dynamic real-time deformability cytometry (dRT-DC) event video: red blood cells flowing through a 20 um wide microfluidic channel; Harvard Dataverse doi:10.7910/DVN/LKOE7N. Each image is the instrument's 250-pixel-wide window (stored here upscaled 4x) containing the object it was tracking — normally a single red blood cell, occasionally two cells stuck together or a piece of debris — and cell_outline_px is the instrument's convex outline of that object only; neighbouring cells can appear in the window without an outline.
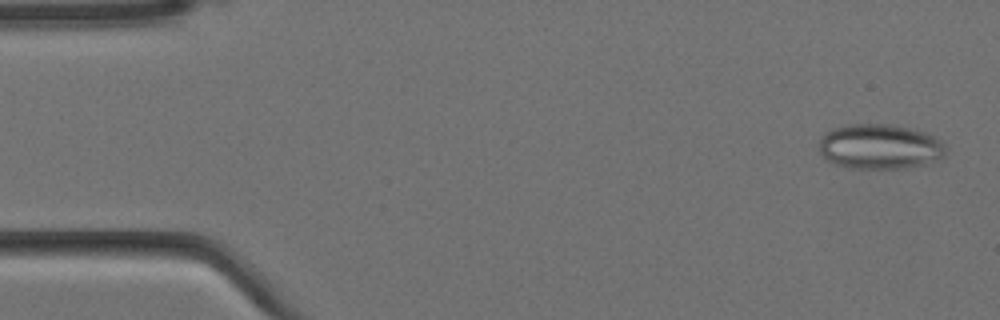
{"species": "Egyptian fruit bat (a non-hibernating species)", "species_latin": "Rousettus aegyptiacus", "temperature_condition": "cold", "stored_images_in_passage": 4, "camera_frame_rate_fps": 3000, "um_per_image_px": 0.085, "animal": {"sex": "female"}, "frame": {"image": 1, "passage_image": 1, "time_ms": 0.0, "image_size_px": [1000, 320], "cell_outline_px": [[948, 152], [944, 156], [924, 164], [908, 168], [848, 168], [836, 164], [828, 160], [820, 152], [820, 136], [824, 132], [832, 128], [844, 124], [892, 124], [912, 128], [924, 132], [940, 140], [948, 148]], "centroid_in_image_um": [74.78, 12.45], "position_along_channel_um": 10.2, "area_um2": 33.52}}